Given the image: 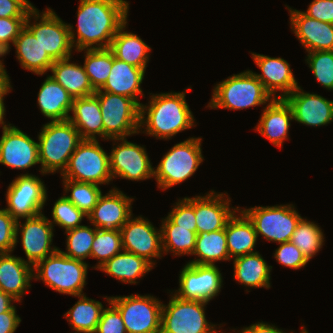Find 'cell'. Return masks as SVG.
Returning <instances> with one entry per match:
<instances>
[{
    "label": "cell",
    "mask_w": 333,
    "mask_h": 333,
    "mask_svg": "<svg viewBox=\"0 0 333 333\" xmlns=\"http://www.w3.org/2000/svg\"><path fill=\"white\" fill-rule=\"evenodd\" d=\"M88 267L86 262L69 258L57 250L33 267V277L58 293L78 297L85 294Z\"/></svg>",
    "instance_id": "cell-5"
},
{
    "label": "cell",
    "mask_w": 333,
    "mask_h": 333,
    "mask_svg": "<svg viewBox=\"0 0 333 333\" xmlns=\"http://www.w3.org/2000/svg\"><path fill=\"white\" fill-rule=\"evenodd\" d=\"M290 242L300 249L305 258L310 261L324 245V235L318 224L302 218L295 228Z\"/></svg>",
    "instance_id": "cell-39"
},
{
    "label": "cell",
    "mask_w": 333,
    "mask_h": 333,
    "mask_svg": "<svg viewBox=\"0 0 333 333\" xmlns=\"http://www.w3.org/2000/svg\"><path fill=\"white\" fill-rule=\"evenodd\" d=\"M163 255L171 252L173 256L192 255L195 250L197 233L190 228L179 227L167 217L161 221Z\"/></svg>",
    "instance_id": "cell-37"
},
{
    "label": "cell",
    "mask_w": 333,
    "mask_h": 333,
    "mask_svg": "<svg viewBox=\"0 0 333 333\" xmlns=\"http://www.w3.org/2000/svg\"><path fill=\"white\" fill-rule=\"evenodd\" d=\"M191 89L152 94L148 106L140 105L139 128L144 129L142 133L156 139L169 140L179 132L192 128L195 119L185 98Z\"/></svg>",
    "instance_id": "cell-2"
},
{
    "label": "cell",
    "mask_w": 333,
    "mask_h": 333,
    "mask_svg": "<svg viewBox=\"0 0 333 333\" xmlns=\"http://www.w3.org/2000/svg\"><path fill=\"white\" fill-rule=\"evenodd\" d=\"M133 200L134 198L113 187L105 195L103 193L100 195L87 219L97 229L120 231L133 215L131 210Z\"/></svg>",
    "instance_id": "cell-19"
},
{
    "label": "cell",
    "mask_w": 333,
    "mask_h": 333,
    "mask_svg": "<svg viewBox=\"0 0 333 333\" xmlns=\"http://www.w3.org/2000/svg\"><path fill=\"white\" fill-rule=\"evenodd\" d=\"M127 333H161V300L152 295L112 296Z\"/></svg>",
    "instance_id": "cell-12"
},
{
    "label": "cell",
    "mask_w": 333,
    "mask_h": 333,
    "mask_svg": "<svg viewBox=\"0 0 333 333\" xmlns=\"http://www.w3.org/2000/svg\"><path fill=\"white\" fill-rule=\"evenodd\" d=\"M291 30L306 52L333 51V24L310 18L302 11L287 6Z\"/></svg>",
    "instance_id": "cell-23"
},
{
    "label": "cell",
    "mask_w": 333,
    "mask_h": 333,
    "mask_svg": "<svg viewBox=\"0 0 333 333\" xmlns=\"http://www.w3.org/2000/svg\"><path fill=\"white\" fill-rule=\"evenodd\" d=\"M16 220L5 209H0V250L12 253L15 247Z\"/></svg>",
    "instance_id": "cell-49"
},
{
    "label": "cell",
    "mask_w": 333,
    "mask_h": 333,
    "mask_svg": "<svg viewBox=\"0 0 333 333\" xmlns=\"http://www.w3.org/2000/svg\"><path fill=\"white\" fill-rule=\"evenodd\" d=\"M167 218L175 225L184 228H190V231L197 233V225L195 218V197H185L179 199Z\"/></svg>",
    "instance_id": "cell-45"
},
{
    "label": "cell",
    "mask_w": 333,
    "mask_h": 333,
    "mask_svg": "<svg viewBox=\"0 0 333 333\" xmlns=\"http://www.w3.org/2000/svg\"><path fill=\"white\" fill-rule=\"evenodd\" d=\"M2 133L0 164L18 170L40 164L38 142L12 124L3 126Z\"/></svg>",
    "instance_id": "cell-18"
},
{
    "label": "cell",
    "mask_w": 333,
    "mask_h": 333,
    "mask_svg": "<svg viewBox=\"0 0 333 333\" xmlns=\"http://www.w3.org/2000/svg\"><path fill=\"white\" fill-rule=\"evenodd\" d=\"M3 100H4V98H0V127H1V125H2V127L7 125V124H6V121L4 122V120H3L4 117H5V116H4V115H5V112H6V111H5V110H6V109H5V105H4L5 103H4Z\"/></svg>",
    "instance_id": "cell-56"
},
{
    "label": "cell",
    "mask_w": 333,
    "mask_h": 333,
    "mask_svg": "<svg viewBox=\"0 0 333 333\" xmlns=\"http://www.w3.org/2000/svg\"><path fill=\"white\" fill-rule=\"evenodd\" d=\"M70 59L54 61L50 68L53 75L50 76L61 84L73 99L93 95L96 90L91 85L84 66L70 63Z\"/></svg>",
    "instance_id": "cell-32"
},
{
    "label": "cell",
    "mask_w": 333,
    "mask_h": 333,
    "mask_svg": "<svg viewBox=\"0 0 333 333\" xmlns=\"http://www.w3.org/2000/svg\"><path fill=\"white\" fill-rule=\"evenodd\" d=\"M53 225L43 213L34 217L25 218V222L16 221L15 246L19 242V233L22 248L27 259L26 263L33 267L47 256L54 254L58 247L52 245ZM52 245V247H51Z\"/></svg>",
    "instance_id": "cell-15"
},
{
    "label": "cell",
    "mask_w": 333,
    "mask_h": 333,
    "mask_svg": "<svg viewBox=\"0 0 333 333\" xmlns=\"http://www.w3.org/2000/svg\"><path fill=\"white\" fill-rule=\"evenodd\" d=\"M9 78L3 61L0 60V98H5V95L11 91L12 86Z\"/></svg>",
    "instance_id": "cell-54"
},
{
    "label": "cell",
    "mask_w": 333,
    "mask_h": 333,
    "mask_svg": "<svg viewBox=\"0 0 333 333\" xmlns=\"http://www.w3.org/2000/svg\"><path fill=\"white\" fill-rule=\"evenodd\" d=\"M7 208L17 221L34 217L42 212L46 203L47 189L40 177L25 173L16 177L6 192Z\"/></svg>",
    "instance_id": "cell-13"
},
{
    "label": "cell",
    "mask_w": 333,
    "mask_h": 333,
    "mask_svg": "<svg viewBox=\"0 0 333 333\" xmlns=\"http://www.w3.org/2000/svg\"><path fill=\"white\" fill-rule=\"evenodd\" d=\"M62 179L96 185L109 184L112 180L109 155L97 140L83 139L70 156Z\"/></svg>",
    "instance_id": "cell-8"
},
{
    "label": "cell",
    "mask_w": 333,
    "mask_h": 333,
    "mask_svg": "<svg viewBox=\"0 0 333 333\" xmlns=\"http://www.w3.org/2000/svg\"><path fill=\"white\" fill-rule=\"evenodd\" d=\"M77 30L68 25L76 51L110 48L118 29L127 21L126 0H79ZM77 34V37H76Z\"/></svg>",
    "instance_id": "cell-1"
},
{
    "label": "cell",
    "mask_w": 333,
    "mask_h": 333,
    "mask_svg": "<svg viewBox=\"0 0 333 333\" xmlns=\"http://www.w3.org/2000/svg\"><path fill=\"white\" fill-rule=\"evenodd\" d=\"M279 245L274 253V258L279 264L297 270L305 267L309 262L302 254L301 250L292 242L288 241L280 243Z\"/></svg>",
    "instance_id": "cell-47"
},
{
    "label": "cell",
    "mask_w": 333,
    "mask_h": 333,
    "mask_svg": "<svg viewBox=\"0 0 333 333\" xmlns=\"http://www.w3.org/2000/svg\"><path fill=\"white\" fill-rule=\"evenodd\" d=\"M31 19H34L35 22L30 23ZM25 27L54 61L72 58L74 47L68 25L51 8L40 13L37 8L33 7L27 15Z\"/></svg>",
    "instance_id": "cell-9"
},
{
    "label": "cell",
    "mask_w": 333,
    "mask_h": 333,
    "mask_svg": "<svg viewBox=\"0 0 333 333\" xmlns=\"http://www.w3.org/2000/svg\"><path fill=\"white\" fill-rule=\"evenodd\" d=\"M300 333H308V331L305 329V326L301 328ZM239 333H287L283 331L282 329L277 328L275 325H270L268 323L264 322H258L251 324L248 327H245L241 329V331H238ZM293 333V332H291Z\"/></svg>",
    "instance_id": "cell-53"
},
{
    "label": "cell",
    "mask_w": 333,
    "mask_h": 333,
    "mask_svg": "<svg viewBox=\"0 0 333 333\" xmlns=\"http://www.w3.org/2000/svg\"><path fill=\"white\" fill-rule=\"evenodd\" d=\"M38 134V151L42 175L66 170L70 156L83 140L69 121H49Z\"/></svg>",
    "instance_id": "cell-3"
},
{
    "label": "cell",
    "mask_w": 333,
    "mask_h": 333,
    "mask_svg": "<svg viewBox=\"0 0 333 333\" xmlns=\"http://www.w3.org/2000/svg\"><path fill=\"white\" fill-rule=\"evenodd\" d=\"M123 251L120 231H107L96 228L91 249V258L99 260L94 269H98L106 261Z\"/></svg>",
    "instance_id": "cell-42"
},
{
    "label": "cell",
    "mask_w": 333,
    "mask_h": 333,
    "mask_svg": "<svg viewBox=\"0 0 333 333\" xmlns=\"http://www.w3.org/2000/svg\"><path fill=\"white\" fill-rule=\"evenodd\" d=\"M14 305L9 311L0 313V333H14L21 322Z\"/></svg>",
    "instance_id": "cell-52"
},
{
    "label": "cell",
    "mask_w": 333,
    "mask_h": 333,
    "mask_svg": "<svg viewBox=\"0 0 333 333\" xmlns=\"http://www.w3.org/2000/svg\"><path fill=\"white\" fill-rule=\"evenodd\" d=\"M290 105L293 119L300 124L320 127L333 121V101L318 94L304 92L298 86L284 98Z\"/></svg>",
    "instance_id": "cell-20"
},
{
    "label": "cell",
    "mask_w": 333,
    "mask_h": 333,
    "mask_svg": "<svg viewBox=\"0 0 333 333\" xmlns=\"http://www.w3.org/2000/svg\"><path fill=\"white\" fill-rule=\"evenodd\" d=\"M302 12L310 18L333 24V0H313Z\"/></svg>",
    "instance_id": "cell-51"
},
{
    "label": "cell",
    "mask_w": 333,
    "mask_h": 333,
    "mask_svg": "<svg viewBox=\"0 0 333 333\" xmlns=\"http://www.w3.org/2000/svg\"><path fill=\"white\" fill-rule=\"evenodd\" d=\"M241 210L253 222L257 236L261 235L267 241L278 244L291 240L295 228L302 219L293 204L255 206Z\"/></svg>",
    "instance_id": "cell-11"
},
{
    "label": "cell",
    "mask_w": 333,
    "mask_h": 333,
    "mask_svg": "<svg viewBox=\"0 0 333 333\" xmlns=\"http://www.w3.org/2000/svg\"><path fill=\"white\" fill-rule=\"evenodd\" d=\"M68 120L79 131L82 139L97 140V135L104 140V127L98 97L93 94L75 98Z\"/></svg>",
    "instance_id": "cell-27"
},
{
    "label": "cell",
    "mask_w": 333,
    "mask_h": 333,
    "mask_svg": "<svg viewBox=\"0 0 333 333\" xmlns=\"http://www.w3.org/2000/svg\"><path fill=\"white\" fill-rule=\"evenodd\" d=\"M226 194L211 190L205 196H195L197 234L225 229L228 220L239 210V206L230 207L231 200Z\"/></svg>",
    "instance_id": "cell-22"
},
{
    "label": "cell",
    "mask_w": 333,
    "mask_h": 333,
    "mask_svg": "<svg viewBox=\"0 0 333 333\" xmlns=\"http://www.w3.org/2000/svg\"><path fill=\"white\" fill-rule=\"evenodd\" d=\"M207 304L173 294L167 305L162 304L161 333H218L216 325L206 319Z\"/></svg>",
    "instance_id": "cell-10"
},
{
    "label": "cell",
    "mask_w": 333,
    "mask_h": 333,
    "mask_svg": "<svg viewBox=\"0 0 333 333\" xmlns=\"http://www.w3.org/2000/svg\"><path fill=\"white\" fill-rule=\"evenodd\" d=\"M64 191L70 195L65 197L80 209L85 215H89L102 194L101 188L93 183L78 182L69 179H63Z\"/></svg>",
    "instance_id": "cell-40"
},
{
    "label": "cell",
    "mask_w": 333,
    "mask_h": 333,
    "mask_svg": "<svg viewBox=\"0 0 333 333\" xmlns=\"http://www.w3.org/2000/svg\"><path fill=\"white\" fill-rule=\"evenodd\" d=\"M78 298L64 317L75 333H95L104 306L100 301L86 297V294L79 295Z\"/></svg>",
    "instance_id": "cell-36"
},
{
    "label": "cell",
    "mask_w": 333,
    "mask_h": 333,
    "mask_svg": "<svg viewBox=\"0 0 333 333\" xmlns=\"http://www.w3.org/2000/svg\"><path fill=\"white\" fill-rule=\"evenodd\" d=\"M153 266L146 259L133 253L122 251L106 261L98 270L118 279L120 282L136 284Z\"/></svg>",
    "instance_id": "cell-34"
},
{
    "label": "cell",
    "mask_w": 333,
    "mask_h": 333,
    "mask_svg": "<svg viewBox=\"0 0 333 333\" xmlns=\"http://www.w3.org/2000/svg\"><path fill=\"white\" fill-rule=\"evenodd\" d=\"M23 259L11 253L0 256V290L19 303L26 290L31 288L30 282L34 280L33 266Z\"/></svg>",
    "instance_id": "cell-26"
},
{
    "label": "cell",
    "mask_w": 333,
    "mask_h": 333,
    "mask_svg": "<svg viewBox=\"0 0 333 333\" xmlns=\"http://www.w3.org/2000/svg\"><path fill=\"white\" fill-rule=\"evenodd\" d=\"M254 63L262 71L254 75L261 81L265 90L273 99H284L291 94L299 85L295 79L289 63L280 57H269L263 54L251 52ZM277 91H281L280 95Z\"/></svg>",
    "instance_id": "cell-21"
},
{
    "label": "cell",
    "mask_w": 333,
    "mask_h": 333,
    "mask_svg": "<svg viewBox=\"0 0 333 333\" xmlns=\"http://www.w3.org/2000/svg\"><path fill=\"white\" fill-rule=\"evenodd\" d=\"M104 299L108 301L110 307L103 309L95 333H127L119 310L109 302L110 297L106 296Z\"/></svg>",
    "instance_id": "cell-48"
},
{
    "label": "cell",
    "mask_w": 333,
    "mask_h": 333,
    "mask_svg": "<svg viewBox=\"0 0 333 333\" xmlns=\"http://www.w3.org/2000/svg\"><path fill=\"white\" fill-rule=\"evenodd\" d=\"M305 60L316 80L327 90H333V51L308 52Z\"/></svg>",
    "instance_id": "cell-44"
},
{
    "label": "cell",
    "mask_w": 333,
    "mask_h": 333,
    "mask_svg": "<svg viewBox=\"0 0 333 333\" xmlns=\"http://www.w3.org/2000/svg\"><path fill=\"white\" fill-rule=\"evenodd\" d=\"M133 217L120 229L123 251L142 257L154 266V259L163 257L161 228L156 229L141 215Z\"/></svg>",
    "instance_id": "cell-17"
},
{
    "label": "cell",
    "mask_w": 333,
    "mask_h": 333,
    "mask_svg": "<svg viewBox=\"0 0 333 333\" xmlns=\"http://www.w3.org/2000/svg\"><path fill=\"white\" fill-rule=\"evenodd\" d=\"M145 71L142 68L118 60L112 51V67L109 76L105 84L96 91H105L130 97L141 105L142 103L138 101V95L145 97L141 88Z\"/></svg>",
    "instance_id": "cell-25"
},
{
    "label": "cell",
    "mask_w": 333,
    "mask_h": 333,
    "mask_svg": "<svg viewBox=\"0 0 333 333\" xmlns=\"http://www.w3.org/2000/svg\"><path fill=\"white\" fill-rule=\"evenodd\" d=\"M33 7L29 0H0V18H27Z\"/></svg>",
    "instance_id": "cell-50"
},
{
    "label": "cell",
    "mask_w": 333,
    "mask_h": 333,
    "mask_svg": "<svg viewBox=\"0 0 333 333\" xmlns=\"http://www.w3.org/2000/svg\"><path fill=\"white\" fill-rule=\"evenodd\" d=\"M192 255H196L198 259L195 258L187 263L215 265L217 261H230L225 229L198 233Z\"/></svg>",
    "instance_id": "cell-35"
},
{
    "label": "cell",
    "mask_w": 333,
    "mask_h": 333,
    "mask_svg": "<svg viewBox=\"0 0 333 333\" xmlns=\"http://www.w3.org/2000/svg\"><path fill=\"white\" fill-rule=\"evenodd\" d=\"M272 96L265 90L261 81L251 70L233 74L219 82L213 89L211 109L241 110L268 104Z\"/></svg>",
    "instance_id": "cell-4"
},
{
    "label": "cell",
    "mask_w": 333,
    "mask_h": 333,
    "mask_svg": "<svg viewBox=\"0 0 333 333\" xmlns=\"http://www.w3.org/2000/svg\"><path fill=\"white\" fill-rule=\"evenodd\" d=\"M112 140L113 145L118 144L113 146L109 153L112 179L120 177L131 181H141L154 177V167L144 146L132 143L127 138Z\"/></svg>",
    "instance_id": "cell-14"
},
{
    "label": "cell",
    "mask_w": 333,
    "mask_h": 333,
    "mask_svg": "<svg viewBox=\"0 0 333 333\" xmlns=\"http://www.w3.org/2000/svg\"><path fill=\"white\" fill-rule=\"evenodd\" d=\"M84 217L87 218L80 209H78L73 203H71L65 194L58 198L52 208V220H49L53 227L58 225L60 228L65 229V232L81 225Z\"/></svg>",
    "instance_id": "cell-43"
},
{
    "label": "cell",
    "mask_w": 333,
    "mask_h": 333,
    "mask_svg": "<svg viewBox=\"0 0 333 333\" xmlns=\"http://www.w3.org/2000/svg\"><path fill=\"white\" fill-rule=\"evenodd\" d=\"M201 141V137H190L175 144L163 155L156 169L154 168V178L159 189L165 191L195 174L204 160Z\"/></svg>",
    "instance_id": "cell-6"
},
{
    "label": "cell",
    "mask_w": 333,
    "mask_h": 333,
    "mask_svg": "<svg viewBox=\"0 0 333 333\" xmlns=\"http://www.w3.org/2000/svg\"><path fill=\"white\" fill-rule=\"evenodd\" d=\"M96 227L91 228L90 226H80L75 229H71L65 232L66 234V251L58 250L76 260L83 262L86 258H91V249L95 238Z\"/></svg>",
    "instance_id": "cell-41"
},
{
    "label": "cell",
    "mask_w": 333,
    "mask_h": 333,
    "mask_svg": "<svg viewBox=\"0 0 333 333\" xmlns=\"http://www.w3.org/2000/svg\"><path fill=\"white\" fill-rule=\"evenodd\" d=\"M84 55V69L95 90H99L107 81L112 67V50L110 48L88 49Z\"/></svg>",
    "instance_id": "cell-38"
},
{
    "label": "cell",
    "mask_w": 333,
    "mask_h": 333,
    "mask_svg": "<svg viewBox=\"0 0 333 333\" xmlns=\"http://www.w3.org/2000/svg\"><path fill=\"white\" fill-rule=\"evenodd\" d=\"M263 108L255 130L281 148L283 141L289 139L290 121H294L291 107L285 99L275 98Z\"/></svg>",
    "instance_id": "cell-24"
},
{
    "label": "cell",
    "mask_w": 333,
    "mask_h": 333,
    "mask_svg": "<svg viewBox=\"0 0 333 333\" xmlns=\"http://www.w3.org/2000/svg\"><path fill=\"white\" fill-rule=\"evenodd\" d=\"M100 103L104 140L120 139L141 133L140 105L130 97L105 91L94 93Z\"/></svg>",
    "instance_id": "cell-7"
},
{
    "label": "cell",
    "mask_w": 333,
    "mask_h": 333,
    "mask_svg": "<svg viewBox=\"0 0 333 333\" xmlns=\"http://www.w3.org/2000/svg\"><path fill=\"white\" fill-rule=\"evenodd\" d=\"M127 21L118 29L110 49L123 62L146 70L151 48L137 34L125 31Z\"/></svg>",
    "instance_id": "cell-31"
},
{
    "label": "cell",
    "mask_w": 333,
    "mask_h": 333,
    "mask_svg": "<svg viewBox=\"0 0 333 333\" xmlns=\"http://www.w3.org/2000/svg\"><path fill=\"white\" fill-rule=\"evenodd\" d=\"M223 284L217 265H184L179 274V289L173 292L184 300L209 302L216 297Z\"/></svg>",
    "instance_id": "cell-16"
},
{
    "label": "cell",
    "mask_w": 333,
    "mask_h": 333,
    "mask_svg": "<svg viewBox=\"0 0 333 333\" xmlns=\"http://www.w3.org/2000/svg\"><path fill=\"white\" fill-rule=\"evenodd\" d=\"M238 215H234L228 220L225 227L227 239V250L230 259L239 256L254 253L258 236L255 231L253 222L239 208Z\"/></svg>",
    "instance_id": "cell-29"
},
{
    "label": "cell",
    "mask_w": 333,
    "mask_h": 333,
    "mask_svg": "<svg viewBox=\"0 0 333 333\" xmlns=\"http://www.w3.org/2000/svg\"><path fill=\"white\" fill-rule=\"evenodd\" d=\"M233 260L234 279L245 287H271L272 266H269L259 252L236 257Z\"/></svg>",
    "instance_id": "cell-33"
},
{
    "label": "cell",
    "mask_w": 333,
    "mask_h": 333,
    "mask_svg": "<svg viewBox=\"0 0 333 333\" xmlns=\"http://www.w3.org/2000/svg\"><path fill=\"white\" fill-rule=\"evenodd\" d=\"M13 46L16 49L17 60L23 69L41 76L50 71L54 60L26 27L20 31Z\"/></svg>",
    "instance_id": "cell-30"
},
{
    "label": "cell",
    "mask_w": 333,
    "mask_h": 333,
    "mask_svg": "<svg viewBox=\"0 0 333 333\" xmlns=\"http://www.w3.org/2000/svg\"><path fill=\"white\" fill-rule=\"evenodd\" d=\"M37 96L40 111L51 122L68 120L74 99L50 75L42 83Z\"/></svg>",
    "instance_id": "cell-28"
},
{
    "label": "cell",
    "mask_w": 333,
    "mask_h": 333,
    "mask_svg": "<svg viewBox=\"0 0 333 333\" xmlns=\"http://www.w3.org/2000/svg\"><path fill=\"white\" fill-rule=\"evenodd\" d=\"M25 22L26 18H0V58L10 52V44H14Z\"/></svg>",
    "instance_id": "cell-46"
},
{
    "label": "cell",
    "mask_w": 333,
    "mask_h": 333,
    "mask_svg": "<svg viewBox=\"0 0 333 333\" xmlns=\"http://www.w3.org/2000/svg\"><path fill=\"white\" fill-rule=\"evenodd\" d=\"M14 300L10 295L6 294L2 290H0V313L9 311L13 306Z\"/></svg>",
    "instance_id": "cell-55"
}]
</instances>
